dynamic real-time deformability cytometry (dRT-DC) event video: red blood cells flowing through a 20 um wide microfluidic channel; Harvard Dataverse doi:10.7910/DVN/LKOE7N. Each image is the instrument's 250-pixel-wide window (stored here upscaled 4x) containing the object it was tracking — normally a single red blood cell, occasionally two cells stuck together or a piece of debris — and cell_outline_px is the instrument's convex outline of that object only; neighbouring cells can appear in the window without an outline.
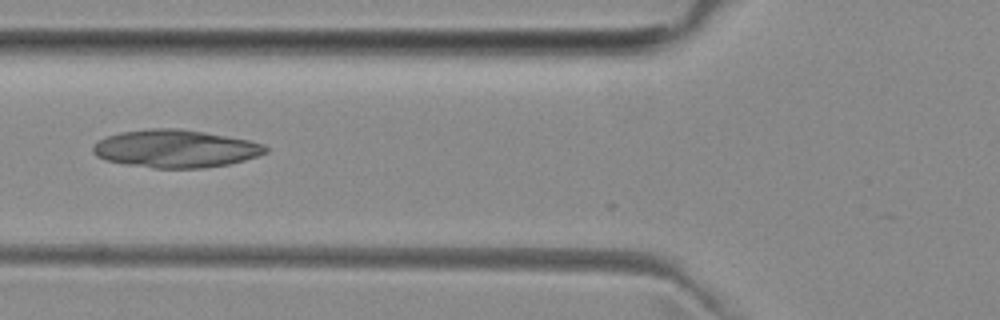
{"species": "common noctule bat (a hibernating species)", "species_latin": "Nyctalus noctula", "temperature_condition": "room temperature", "stored_images_in_passage": 5, "camera_frame_rate_fps": 3000, "um_per_image_px": 0.085, "animal": {"sex": "female", "body_mass_g": 29.2, "forearm_length_mm": 56.3}, "frame": {"image": 1, "passage_image": 5, "time_ms": 5.667, "image_size_px": [1000, 320], "cell_outline_px": [[268, 152], [244, 160], [228, 164], [204, 168], [152, 168], [124, 164], [104, 160], [96, 156], [92, 152], [92, 148], [100, 140], [108, 136], [120, 132], [152, 128], [180, 128], [204, 132], [248, 140], [264, 144], [268, 148]], "centroid_in_image_um": [14.9, 12.64], "position_along_channel_um": 110.9, "area_um2": 37.97}}